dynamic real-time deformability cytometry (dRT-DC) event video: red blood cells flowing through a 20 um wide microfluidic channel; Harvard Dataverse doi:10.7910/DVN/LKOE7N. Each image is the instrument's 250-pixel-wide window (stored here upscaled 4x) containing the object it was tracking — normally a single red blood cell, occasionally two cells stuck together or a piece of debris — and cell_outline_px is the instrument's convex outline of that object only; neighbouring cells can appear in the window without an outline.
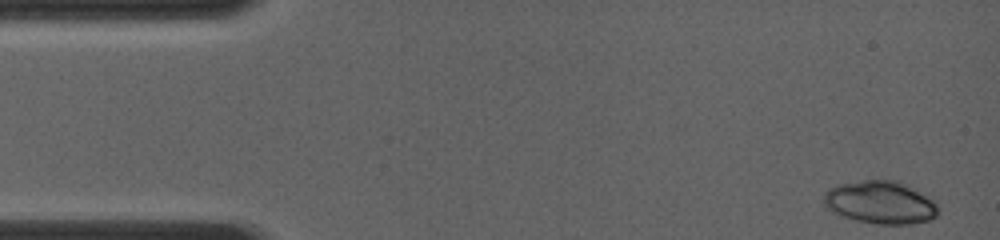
{"species": "common noctule bat (a hibernating species)", "species_latin": "Nyctalus noctula", "temperature_condition": "room temperature", "stored_images_in_passage": 9, "camera_frame_rate_fps": 4000, "um_per_image_px": 0.085, "animal": {"sex": "female", "body_mass_g": 19.0, "forearm_length_mm": 56.7}, "frame": {"image": 1, "passage_image": 1, "time_ms": 0.0, "image_size_px": [1000, 240], "cell_outline_px": [[936, 216], [928, 220], [912, 224], [876, 224], [856, 220], [840, 216], [832, 212], [824, 204], [824, 192], [828, 188], [836, 184], [864, 180], [900, 180], [932, 200], [936, 204]], "centroid_in_image_um": [74.77, 17.2], "position_along_channel_um": 10.2, "area_um2": 28.55}}